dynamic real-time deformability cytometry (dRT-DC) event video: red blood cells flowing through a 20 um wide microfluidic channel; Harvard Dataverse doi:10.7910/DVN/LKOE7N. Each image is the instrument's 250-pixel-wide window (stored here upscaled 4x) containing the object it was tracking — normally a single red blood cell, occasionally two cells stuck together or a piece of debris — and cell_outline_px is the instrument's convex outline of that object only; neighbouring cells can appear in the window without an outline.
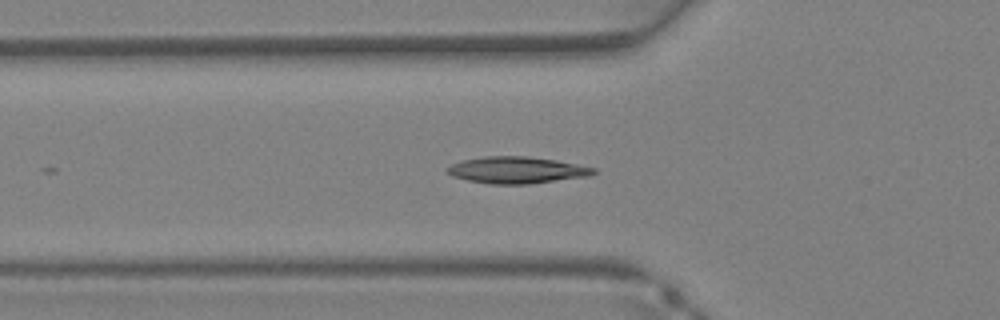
{"species": "Egyptian fruit bat (a non-hibernating species)", "species_latin": "Rousettus aegyptiacus", "temperature_condition": "warm", "stored_images_in_passage": 26, "camera_frame_rate_fps": 3000, "um_per_image_px": 0.085, "animal": {"sex": "female"}, "frame": {"image": 1, "passage_image": 4, "time_ms": 1.0, "image_size_px": [1000, 320], "cell_outline_px": [[596, 172], [588, 176], [528, 184], [488, 184], [468, 180], [452, 176], [444, 172], [452, 164], [464, 160], [484, 156], [528, 156], [556, 160], [596, 168]], "centroid_in_image_um": [43.9, 14.45], "position_along_channel_um": 81.9, "area_um2": 22.66}}
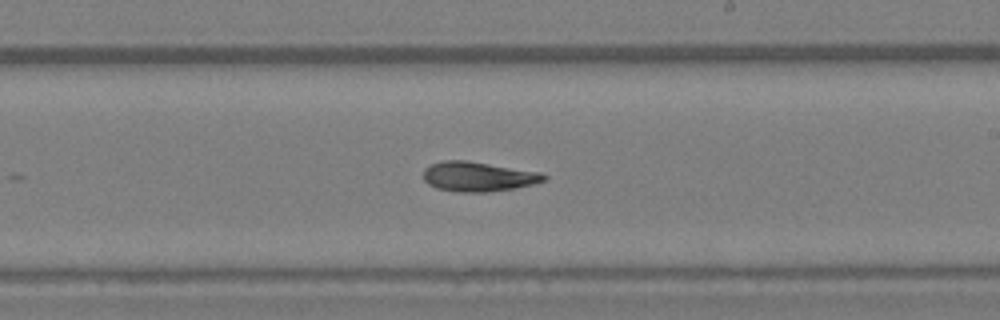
{"frame": {"image": 2, "passage_image": 13, "time_ms": 4.0, "image_size_px": [1000, 320], "cell_outline_px": [[548, 176], [544, 180], [532, 184], [512, 188], [488, 192], [460, 192], [436, 188], [428, 184], [424, 180], [424, 168], [432, 164], [444, 160], [464, 160], [540, 172]], "centroid_in_image_um": [40.61, 15.01], "position_along_channel_um": 248.4, "area_um2": 20.58}}
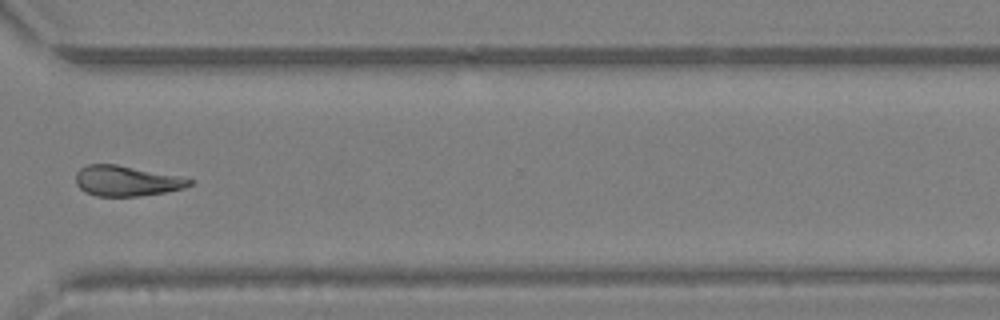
{"frame": {"image": 3, "passage_image": 19, "time_ms": 6.0, "image_size_px": [1000, 320], "cell_outline_px": [[192, 184], [184, 188], [164, 192], [140, 196], [96, 196], [84, 192], [76, 184], [76, 172], [80, 168], [88, 164], [116, 164], [188, 176], [192, 180]], "centroid_in_image_um": [10.8, 15.36], "position_along_channel_um": 359.8, "area_um2": 20.58}}